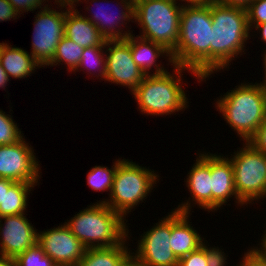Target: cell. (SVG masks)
Here are the masks:
<instances>
[{"label": "cell", "mask_w": 266, "mask_h": 266, "mask_svg": "<svg viewBox=\"0 0 266 266\" xmlns=\"http://www.w3.org/2000/svg\"><path fill=\"white\" fill-rule=\"evenodd\" d=\"M55 3L57 5H64V6L75 7L76 8L77 4H75V3H78V0H55L54 4Z\"/></svg>", "instance_id": "obj_44"}, {"label": "cell", "mask_w": 266, "mask_h": 266, "mask_svg": "<svg viewBox=\"0 0 266 266\" xmlns=\"http://www.w3.org/2000/svg\"><path fill=\"white\" fill-rule=\"evenodd\" d=\"M173 71L160 75H146L140 85L132 92L135 101H137L138 110L142 114L145 116H164L175 113L176 115V112L182 110L184 112L185 108L189 107L186 91L182 87V73L191 72L199 83L203 79L192 69L186 67L174 65Z\"/></svg>", "instance_id": "obj_3"}, {"label": "cell", "mask_w": 266, "mask_h": 266, "mask_svg": "<svg viewBox=\"0 0 266 266\" xmlns=\"http://www.w3.org/2000/svg\"><path fill=\"white\" fill-rule=\"evenodd\" d=\"M10 81L9 76L0 63V88L5 90L6 85Z\"/></svg>", "instance_id": "obj_41"}, {"label": "cell", "mask_w": 266, "mask_h": 266, "mask_svg": "<svg viewBox=\"0 0 266 266\" xmlns=\"http://www.w3.org/2000/svg\"><path fill=\"white\" fill-rule=\"evenodd\" d=\"M180 1L185 2L183 5H210L211 3H215V0H179V2Z\"/></svg>", "instance_id": "obj_42"}, {"label": "cell", "mask_w": 266, "mask_h": 266, "mask_svg": "<svg viewBox=\"0 0 266 266\" xmlns=\"http://www.w3.org/2000/svg\"><path fill=\"white\" fill-rule=\"evenodd\" d=\"M26 215L0 217V255L15 258L37 243L38 232Z\"/></svg>", "instance_id": "obj_16"}, {"label": "cell", "mask_w": 266, "mask_h": 266, "mask_svg": "<svg viewBox=\"0 0 266 266\" xmlns=\"http://www.w3.org/2000/svg\"><path fill=\"white\" fill-rule=\"evenodd\" d=\"M35 186L34 183L15 182L10 188H4L3 202L0 204V217L26 213L27 197Z\"/></svg>", "instance_id": "obj_22"}, {"label": "cell", "mask_w": 266, "mask_h": 266, "mask_svg": "<svg viewBox=\"0 0 266 266\" xmlns=\"http://www.w3.org/2000/svg\"><path fill=\"white\" fill-rule=\"evenodd\" d=\"M130 49L133 60L137 64L138 68L146 75H160L168 72L165 67L160 63L157 64V60L160 57L165 56L168 58V62L174 66L171 52L164 46L154 43L151 40L142 38L138 35H130ZM166 54V55H165ZM155 69H151L154 68ZM155 70V72H151Z\"/></svg>", "instance_id": "obj_18"}, {"label": "cell", "mask_w": 266, "mask_h": 266, "mask_svg": "<svg viewBox=\"0 0 266 266\" xmlns=\"http://www.w3.org/2000/svg\"><path fill=\"white\" fill-rule=\"evenodd\" d=\"M211 177L212 212L224 204L226 206L231 197L236 199L234 202L239 206L245 205L235 190L233 166L227 156L211 153Z\"/></svg>", "instance_id": "obj_17"}, {"label": "cell", "mask_w": 266, "mask_h": 266, "mask_svg": "<svg viewBox=\"0 0 266 266\" xmlns=\"http://www.w3.org/2000/svg\"><path fill=\"white\" fill-rule=\"evenodd\" d=\"M182 7L183 4L176 0L139 2L134 6V20L141 28L138 36L160 44L172 53L179 39Z\"/></svg>", "instance_id": "obj_7"}, {"label": "cell", "mask_w": 266, "mask_h": 266, "mask_svg": "<svg viewBox=\"0 0 266 266\" xmlns=\"http://www.w3.org/2000/svg\"><path fill=\"white\" fill-rule=\"evenodd\" d=\"M18 16V17H17ZM21 17L8 0H0V22Z\"/></svg>", "instance_id": "obj_35"}, {"label": "cell", "mask_w": 266, "mask_h": 266, "mask_svg": "<svg viewBox=\"0 0 266 266\" xmlns=\"http://www.w3.org/2000/svg\"><path fill=\"white\" fill-rule=\"evenodd\" d=\"M238 149L229 158L234 171L235 190L245 205L254 204L266 198V155L247 142Z\"/></svg>", "instance_id": "obj_8"}, {"label": "cell", "mask_w": 266, "mask_h": 266, "mask_svg": "<svg viewBox=\"0 0 266 266\" xmlns=\"http://www.w3.org/2000/svg\"><path fill=\"white\" fill-rule=\"evenodd\" d=\"M122 159H116L115 162H113V165L111 168H108L106 166H94L92 169L87 173V183L88 186L91 187L94 191L99 192H107L109 191V195L111 192V188L114 182V176L116 173L117 164Z\"/></svg>", "instance_id": "obj_26"}, {"label": "cell", "mask_w": 266, "mask_h": 266, "mask_svg": "<svg viewBox=\"0 0 266 266\" xmlns=\"http://www.w3.org/2000/svg\"><path fill=\"white\" fill-rule=\"evenodd\" d=\"M264 234L261 236V243H259L258 245H260L259 247H254L259 253L260 255L266 260V229L263 232Z\"/></svg>", "instance_id": "obj_40"}, {"label": "cell", "mask_w": 266, "mask_h": 266, "mask_svg": "<svg viewBox=\"0 0 266 266\" xmlns=\"http://www.w3.org/2000/svg\"><path fill=\"white\" fill-rule=\"evenodd\" d=\"M118 266H144L132 250L120 261Z\"/></svg>", "instance_id": "obj_36"}, {"label": "cell", "mask_w": 266, "mask_h": 266, "mask_svg": "<svg viewBox=\"0 0 266 266\" xmlns=\"http://www.w3.org/2000/svg\"><path fill=\"white\" fill-rule=\"evenodd\" d=\"M263 59H264V61H263V65H264V76L265 77H263V78H265L264 80H263V82H261L260 81V83H258L259 85H260V87H261V90L263 91V93H264V95H265V97H266V56H263Z\"/></svg>", "instance_id": "obj_45"}, {"label": "cell", "mask_w": 266, "mask_h": 266, "mask_svg": "<svg viewBox=\"0 0 266 266\" xmlns=\"http://www.w3.org/2000/svg\"><path fill=\"white\" fill-rule=\"evenodd\" d=\"M178 266H208L205 256V246L179 259Z\"/></svg>", "instance_id": "obj_31"}, {"label": "cell", "mask_w": 266, "mask_h": 266, "mask_svg": "<svg viewBox=\"0 0 266 266\" xmlns=\"http://www.w3.org/2000/svg\"><path fill=\"white\" fill-rule=\"evenodd\" d=\"M82 1L85 2L86 0H82ZM89 1H91V0H87L85 3L89 4L90 3ZM103 1L108 3L107 6H105L106 8L102 7V5H99L100 0H92L91 5L93 2L94 5L97 6L98 10L97 9L96 10L98 12L93 11L94 9H92V7H90L91 5H89L88 7H85L86 11L92 10L93 12L91 11L90 17H89V15H87L88 17L86 15H83V16L86 17L88 20H90L98 28L101 36L106 41L126 39L129 35H131L133 33V31L129 30V28H128V30L126 29V31L123 28L124 27L127 28V26H124V25H127V22H128V24L131 20H132L131 22H134L133 21L134 20V5L129 0H120V2L115 3L117 6L120 5L119 6L120 10L117 8L118 13L115 15L113 13V15H112V12H113V10H111L112 5L110 6L111 8L107 9L110 1L102 0V3H104ZM96 2H99V3H96ZM104 5H106V3ZM110 10H111V12H110Z\"/></svg>", "instance_id": "obj_14"}, {"label": "cell", "mask_w": 266, "mask_h": 266, "mask_svg": "<svg viewBox=\"0 0 266 266\" xmlns=\"http://www.w3.org/2000/svg\"><path fill=\"white\" fill-rule=\"evenodd\" d=\"M159 220L141 234L137 250L133 253L144 266H178L179 259L170 247L171 212Z\"/></svg>", "instance_id": "obj_10"}, {"label": "cell", "mask_w": 266, "mask_h": 266, "mask_svg": "<svg viewBox=\"0 0 266 266\" xmlns=\"http://www.w3.org/2000/svg\"><path fill=\"white\" fill-rule=\"evenodd\" d=\"M0 266H15L14 258L0 255Z\"/></svg>", "instance_id": "obj_43"}, {"label": "cell", "mask_w": 266, "mask_h": 266, "mask_svg": "<svg viewBox=\"0 0 266 266\" xmlns=\"http://www.w3.org/2000/svg\"><path fill=\"white\" fill-rule=\"evenodd\" d=\"M0 63L9 78L14 79L27 78L42 68L29 52L4 42L0 43Z\"/></svg>", "instance_id": "obj_21"}, {"label": "cell", "mask_w": 266, "mask_h": 266, "mask_svg": "<svg viewBox=\"0 0 266 266\" xmlns=\"http://www.w3.org/2000/svg\"><path fill=\"white\" fill-rule=\"evenodd\" d=\"M58 6L60 12L46 4L35 15L30 54L42 68L53 59L56 47L64 37L67 6Z\"/></svg>", "instance_id": "obj_9"}, {"label": "cell", "mask_w": 266, "mask_h": 266, "mask_svg": "<svg viewBox=\"0 0 266 266\" xmlns=\"http://www.w3.org/2000/svg\"><path fill=\"white\" fill-rule=\"evenodd\" d=\"M206 241V243H205ZM207 240H204L203 245L205 246V256L208 266H226L227 256L224 251L219 247H208L210 246Z\"/></svg>", "instance_id": "obj_30"}, {"label": "cell", "mask_w": 266, "mask_h": 266, "mask_svg": "<svg viewBox=\"0 0 266 266\" xmlns=\"http://www.w3.org/2000/svg\"><path fill=\"white\" fill-rule=\"evenodd\" d=\"M105 49H106V41L101 46H91L84 48L80 62L77 68L73 71V73L75 71L78 72L79 70L80 71L82 70L83 72L87 71L86 73L89 76L92 75L91 78L95 74L94 77L99 78L100 76L99 79L101 80L104 79L105 81V76H106Z\"/></svg>", "instance_id": "obj_24"}, {"label": "cell", "mask_w": 266, "mask_h": 266, "mask_svg": "<svg viewBox=\"0 0 266 266\" xmlns=\"http://www.w3.org/2000/svg\"><path fill=\"white\" fill-rule=\"evenodd\" d=\"M247 143L266 155V118Z\"/></svg>", "instance_id": "obj_32"}, {"label": "cell", "mask_w": 266, "mask_h": 266, "mask_svg": "<svg viewBox=\"0 0 266 266\" xmlns=\"http://www.w3.org/2000/svg\"><path fill=\"white\" fill-rule=\"evenodd\" d=\"M126 240L120 246L86 249L77 266H118L131 251Z\"/></svg>", "instance_id": "obj_23"}, {"label": "cell", "mask_w": 266, "mask_h": 266, "mask_svg": "<svg viewBox=\"0 0 266 266\" xmlns=\"http://www.w3.org/2000/svg\"><path fill=\"white\" fill-rule=\"evenodd\" d=\"M64 31V36L83 48L101 46L106 41L98 28L75 7H67Z\"/></svg>", "instance_id": "obj_20"}, {"label": "cell", "mask_w": 266, "mask_h": 266, "mask_svg": "<svg viewBox=\"0 0 266 266\" xmlns=\"http://www.w3.org/2000/svg\"><path fill=\"white\" fill-rule=\"evenodd\" d=\"M8 1L12 4L14 9L20 15L24 12L28 11L31 12L37 10L38 8H42V6H44V4L49 0H8Z\"/></svg>", "instance_id": "obj_33"}, {"label": "cell", "mask_w": 266, "mask_h": 266, "mask_svg": "<svg viewBox=\"0 0 266 266\" xmlns=\"http://www.w3.org/2000/svg\"><path fill=\"white\" fill-rule=\"evenodd\" d=\"M253 0H215V3L246 9Z\"/></svg>", "instance_id": "obj_37"}, {"label": "cell", "mask_w": 266, "mask_h": 266, "mask_svg": "<svg viewBox=\"0 0 266 266\" xmlns=\"http://www.w3.org/2000/svg\"><path fill=\"white\" fill-rule=\"evenodd\" d=\"M196 154L199 156L196 158L197 160L193 166H191L192 169L188 171V178L186 177V187H188L192 199L189 197L186 202H182L177 208H174V210L182 213L190 214L191 208L192 206L194 207V205L199 206L201 209L204 208L203 210L209 213L212 211L211 153L199 152Z\"/></svg>", "instance_id": "obj_15"}, {"label": "cell", "mask_w": 266, "mask_h": 266, "mask_svg": "<svg viewBox=\"0 0 266 266\" xmlns=\"http://www.w3.org/2000/svg\"><path fill=\"white\" fill-rule=\"evenodd\" d=\"M191 214L174 209L171 211L170 247L178 259L199 249L203 245V239H205L191 226L190 223L192 222L189 221Z\"/></svg>", "instance_id": "obj_19"}, {"label": "cell", "mask_w": 266, "mask_h": 266, "mask_svg": "<svg viewBox=\"0 0 266 266\" xmlns=\"http://www.w3.org/2000/svg\"><path fill=\"white\" fill-rule=\"evenodd\" d=\"M212 31L210 43V77L217 71L228 69L230 62L243 55L245 43L250 40L246 9L210 4ZM240 54V55H239ZM239 55V56H238ZM230 63V64H229Z\"/></svg>", "instance_id": "obj_2"}, {"label": "cell", "mask_w": 266, "mask_h": 266, "mask_svg": "<svg viewBox=\"0 0 266 266\" xmlns=\"http://www.w3.org/2000/svg\"><path fill=\"white\" fill-rule=\"evenodd\" d=\"M24 137L12 116L0 110V145H10Z\"/></svg>", "instance_id": "obj_28"}, {"label": "cell", "mask_w": 266, "mask_h": 266, "mask_svg": "<svg viewBox=\"0 0 266 266\" xmlns=\"http://www.w3.org/2000/svg\"><path fill=\"white\" fill-rule=\"evenodd\" d=\"M15 181H12L7 178H0V204L3 202L4 197V188H10Z\"/></svg>", "instance_id": "obj_38"}, {"label": "cell", "mask_w": 266, "mask_h": 266, "mask_svg": "<svg viewBox=\"0 0 266 266\" xmlns=\"http://www.w3.org/2000/svg\"><path fill=\"white\" fill-rule=\"evenodd\" d=\"M127 220L105 203L89 205L64 224L86 249L120 246L130 240Z\"/></svg>", "instance_id": "obj_4"}, {"label": "cell", "mask_w": 266, "mask_h": 266, "mask_svg": "<svg viewBox=\"0 0 266 266\" xmlns=\"http://www.w3.org/2000/svg\"><path fill=\"white\" fill-rule=\"evenodd\" d=\"M105 81L128 87L132 93L143 81L144 74L133 60L130 35L124 40L106 41Z\"/></svg>", "instance_id": "obj_12"}, {"label": "cell", "mask_w": 266, "mask_h": 266, "mask_svg": "<svg viewBox=\"0 0 266 266\" xmlns=\"http://www.w3.org/2000/svg\"><path fill=\"white\" fill-rule=\"evenodd\" d=\"M134 6L144 0H129Z\"/></svg>", "instance_id": "obj_46"}, {"label": "cell", "mask_w": 266, "mask_h": 266, "mask_svg": "<svg viewBox=\"0 0 266 266\" xmlns=\"http://www.w3.org/2000/svg\"><path fill=\"white\" fill-rule=\"evenodd\" d=\"M211 31L210 5H183L172 59L174 65L192 69L204 82L210 75Z\"/></svg>", "instance_id": "obj_1"}, {"label": "cell", "mask_w": 266, "mask_h": 266, "mask_svg": "<svg viewBox=\"0 0 266 266\" xmlns=\"http://www.w3.org/2000/svg\"><path fill=\"white\" fill-rule=\"evenodd\" d=\"M14 261L15 266H57L38 243L17 255Z\"/></svg>", "instance_id": "obj_27"}, {"label": "cell", "mask_w": 266, "mask_h": 266, "mask_svg": "<svg viewBox=\"0 0 266 266\" xmlns=\"http://www.w3.org/2000/svg\"><path fill=\"white\" fill-rule=\"evenodd\" d=\"M247 251L244 253L243 258H241V263L236 264V266H266V260L255 248L251 247Z\"/></svg>", "instance_id": "obj_34"}, {"label": "cell", "mask_w": 266, "mask_h": 266, "mask_svg": "<svg viewBox=\"0 0 266 266\" xmlns=\"http://www.w3.org/2000/svg\"><path fill=\"white\" fill-rule=\"evenodd\" d=\"M83 50V47L64 36L56 47L53 59L46 66L65 64V67H68L67 71L72 73L80 62Z\"/></svg>", "instance_id": "obj_25"}, {"label": "cell", "mask_w": 266, "mask_h": 266, "mask_svg": "<svg viewBox=\"0 0 266 266\" xmlns=\"http://www.w3.org/2000/svg\"><path fill=\"white\" fill-rule=\"evenodd\" d=\"M250 31L256 25L266 23V0H253L246 8Z\"/></svg>", "instance_id": "obj_29"}, {"label": "cell", "mask_w": 266, "mask_h": 266, "mask_svg": "<svg viewBox=\"0 0 266 266\" xmlns=\"http://www.w3.org/2000/svg\"><path fill=\"white\" fill-rule=\"evenodd\" d=\"M37 243L57 266H77L86 251L64 223L38 232Z\"/></svg>", "instance_id": "obj_13"}, {"label": "cell", "mask_w": 266, "mask_h": 266, "mask_svg": "<svg viewBox=\"0 0 266 266\" xmlns=\"http://www.w3.org/2000/svg\"><path fill=\"white\" fill-rule=\"evenodd\" d=\"M254 29L258 32L259 31V38L261 39L260 41L264 42L266 44V23L256 25ZM263 56H266V50H264Z\"/></svg>", "instance_id": "obj_39"}, {"label": "cell", "mask_w": 266, "mask_h": 266, "mask_svg": "<svg viewBox=\"0 0 266 266\" xmlns=\"http://www.w3.org/2000/svg\"><path fill=\"white\" fill-rule=\"evenodd\" d=\"M248 83L228 90L215 102L217 111L244 142L255 134L266 118V97L260 85Z\"/></svg>", "instance_id": "obj_5"}, {"label": "cell", "mask_w": 266, "mask_h": 266, "mask_svg": "<svg viewBox=\"0 0 266 266\" xmlns=\"http://www.w3.org/2000/svg\"><path fill=\"white\" fill-rule=\"evenodd\" d=\"M157 181L159 182V174L154 170L123 158L117 164L109 199H102L97 203H105L126 219V215L149 196L148 193H151Z\"/></svg>", "instance_id": "obj_6"}, {"label": "cell", "mask_w": 266, "mask_h": 266, "mask_svg": "<svg viewBox=\"0 0 266 266\" xmlns=\"http://www.w3.org/2000/svg\"><path fill=\"white\" fill-rule=\"evenodd\" d=\"M25 140L0 145V178L39 185L41 167L33 147Z\"/></svg>", "instance_id": "obj_11"}]
</instances>
